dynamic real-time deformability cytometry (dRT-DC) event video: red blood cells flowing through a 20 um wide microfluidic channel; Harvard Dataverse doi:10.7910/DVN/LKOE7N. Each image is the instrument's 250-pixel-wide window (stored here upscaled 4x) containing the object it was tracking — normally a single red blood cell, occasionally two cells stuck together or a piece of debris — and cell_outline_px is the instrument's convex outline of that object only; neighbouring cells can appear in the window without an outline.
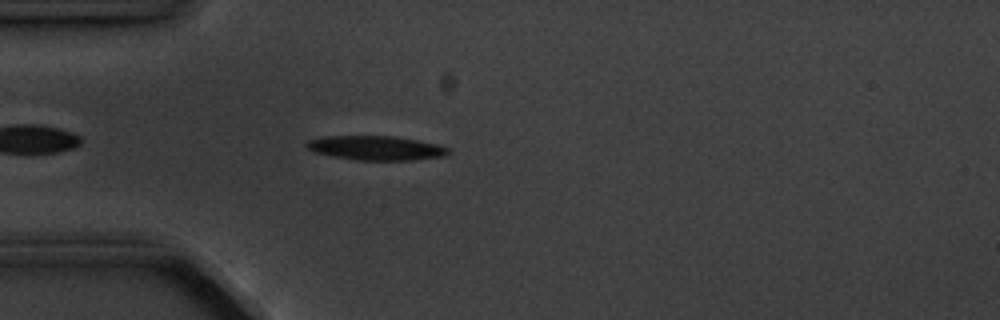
{"species": "common noctule bat (a hibernating species)", "species_latin": "Nyctalus noctula", "temperature_condition": "cold", "stored_images_in_passage": 4, "camera_frame_rate_fps": 3000, "um_per_image_px": 0.085, "animal": {"sex": "male", "body_mass_g": 20.1, "forearm_length_mm": 53.5}, "frame": {"image": 1, "passage_image": 4, "time_ms": 4.333, "image_size_px": [1000, 320], "cell_outline_px": [[448, 152], [444, 156], [412, 160], [356, 160], [332, 156], [312, 152], [304, 144], [308, 140], [320, 136], [392, 136], [416, 140], [436, 144], [448, 148]], "centroid_in_image_um": [31.87, 12.58], "position_along_channel_um": 53.1, "area_um2": 20.0}}